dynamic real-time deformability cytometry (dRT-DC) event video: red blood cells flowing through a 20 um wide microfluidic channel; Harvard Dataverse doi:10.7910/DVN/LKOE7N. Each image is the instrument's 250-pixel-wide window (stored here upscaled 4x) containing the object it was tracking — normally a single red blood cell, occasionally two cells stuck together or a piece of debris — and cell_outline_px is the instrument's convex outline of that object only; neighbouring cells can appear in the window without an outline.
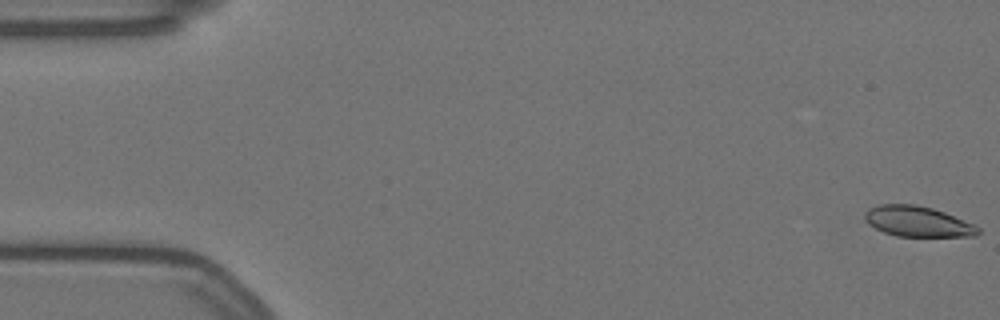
{"species": "Egyptian fruit bat (a non-hibernating species)", "species_latin": "Rousettus aegyptiacus", "temperature_condition": "warm", "stored_images_in_passage": 58, "camera_frame_rate_fps": 3000, "um_per_image_px": 0.085, "animal": {"sex": "female"}, "frame": {"image": 1, "passage_image": 1, "time_ms": 0.0, "image_size_px": [1000, 320], "cell_outline_px": [[980, 232], [976, 236], [896, 236], [884, 232], [868, 224], [864, 220], [864, 212], [868, 208], [880, 204], [916, 204], [932, 208], [944, 212], [972, 224], [980, 228]], "centroid_in_image_um": [77.95, 18.82], "position_along_channel_um": 7.0, "area_um2": 20.06}}
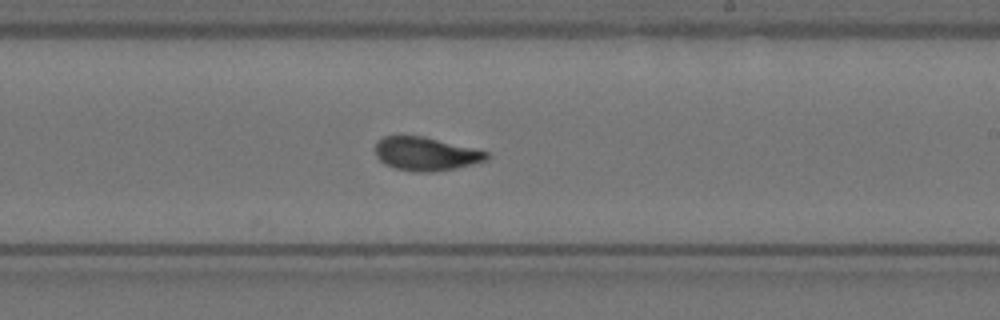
{"frame": {"image": 2, "passage_image": 34, "time_ms": 11.0, "image_size_px": [1000, 320], "cell_outline_px": [[488, 160], [456, 168], [432, 172], [416, 172], [396, 168], [384, 164], [376, 156], [372, 148], [376, 140], [384, 136], [424, 136], [488, 152]], "centroid_in_image_um": [36.13, 13.07], "position_along_channel_um": 252.9, "area_um2": 21.85}}
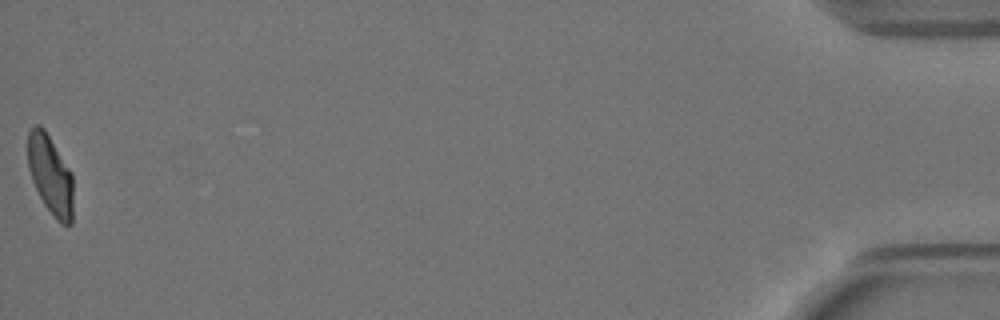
{"frame": {"image": 3, "passage_image": 58, "time_ms": 19.0, "image_size_px": [1000, 320], "cell_outline_px": [[72, 224], [60, 224], [56, 220], [44, 204], [32, 180], [28, 168], [28, 132], [36, 124], [40, 124], [44, 128], [72, 172]], "centroid_in_image_um": [4.28, 14.86], "position_along_channel_um": 430.9, "area_um2": 20.92}, "authors_computed_cell_mechanics": {"area_um2": 21.7328, "velocity_mm_per_s": 3.5007, "shape_relaxation_time_tau1_ms": 9.297, "shape_relaxation_time_tau2_ms": 1.3612, "deformation_change_tau1": 0.2439, "deformation_change_tau2": 0.0661}}